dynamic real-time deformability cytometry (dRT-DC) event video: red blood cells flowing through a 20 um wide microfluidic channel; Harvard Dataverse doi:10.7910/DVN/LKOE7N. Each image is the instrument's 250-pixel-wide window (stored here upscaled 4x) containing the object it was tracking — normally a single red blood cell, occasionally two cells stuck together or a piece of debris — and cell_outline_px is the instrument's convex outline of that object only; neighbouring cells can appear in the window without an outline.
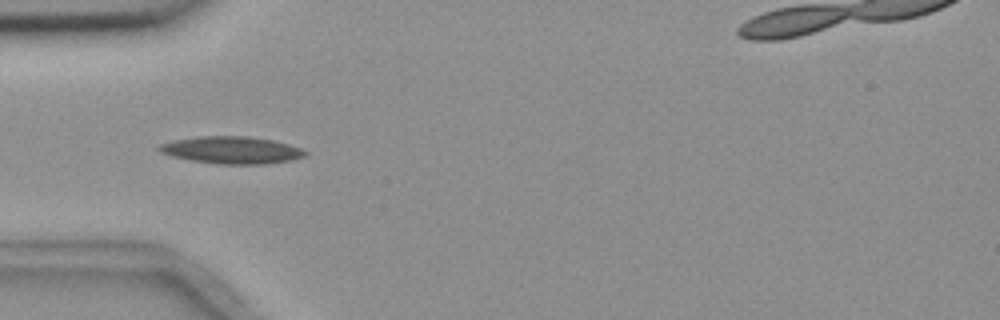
{"species": "common noctule bat (a hibernating species)", "species_latin": "Nyctalus noctula", "temperature_condition": "room temperature", "stored_images_in_passage": 5, "camera_frame_rate_fps": 3000, "um_per_image_px": 0.085, "animal": {"sex": "female", "body_mass_g": 18.4}, "frame": {"image": 1, "passage_image": 5, "time_ms": 4.667, "image_size_px": [1000, 320], "cell_outline_px": [[308, 152], [304, 156], [292, 160], [264, 164], [216, 164], [192, 160], [172, 156], [160, 152], [156, 148], [160, 144], [176, 140], [200, 136], [248, 136], [272, 140], [288, 144], [300, 148]], "centroid_in_image_um": [19.69, 12.76], "position_along_channel_um": 65.3, "area_um2": 23.0}}